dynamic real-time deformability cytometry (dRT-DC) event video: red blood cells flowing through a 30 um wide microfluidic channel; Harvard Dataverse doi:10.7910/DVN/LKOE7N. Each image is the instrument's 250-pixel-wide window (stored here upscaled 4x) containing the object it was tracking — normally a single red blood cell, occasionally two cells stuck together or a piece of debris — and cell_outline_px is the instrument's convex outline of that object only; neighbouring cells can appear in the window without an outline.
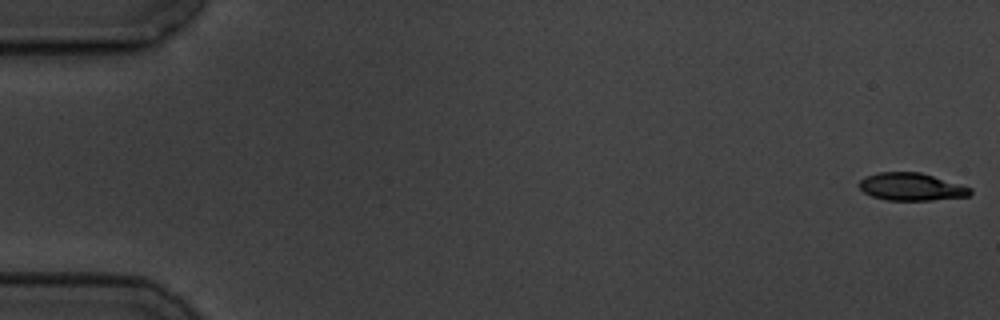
{"species": "common noctule bat (a hibernating species)", "species_latin": "Nyctalus noctula", "temperature_condition": "cold", "stored_images_in_passage": 6, "camera_frame_rate_fps": 3000, "um_per_image_px": 0.085, "animal": {"sex": "male", "body_mass_g": 19.5, "forearm_length_mm": 54.6}, "frame": {"image": 1, "passage_image": 1, "time_ms": 0.0, "image_size_px": [1000, 320], "cell_outline_px": [[972, 192], [968, 196], [932, 200], [884, 200], [872, 196], [864, 192], [856, 184], [860, 180], [868, 176], [880, 172], [920, 172], [960, 184], [972, 188]], "centroid_in_image_um": [77.45, 15.88], "position_along_channel_um": 7.5, "area_um2": 17.8}}
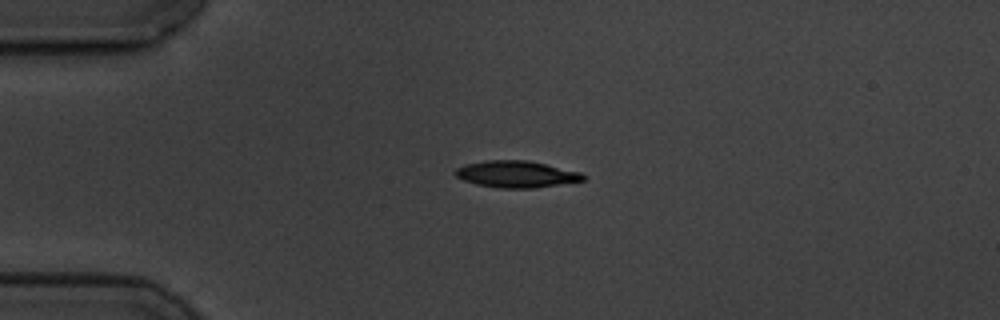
{"frame": {"image": 2, "passage_image": 4, "time_ms": 4.333, "image_size_px": [1000, 320], "cell_outline_px": [[588, 176], [584, 180], [536, 188], [500, 188], [476, 184], [464, 180], [456, 176], [452, 172], [456, 168], [464, 164], [488, 160], [528, 160], [580, 172]], "centroid_in_image_um": [43.87, 14.8], "position_along_channel_um": 41.1, "area_um2": 19.94}}
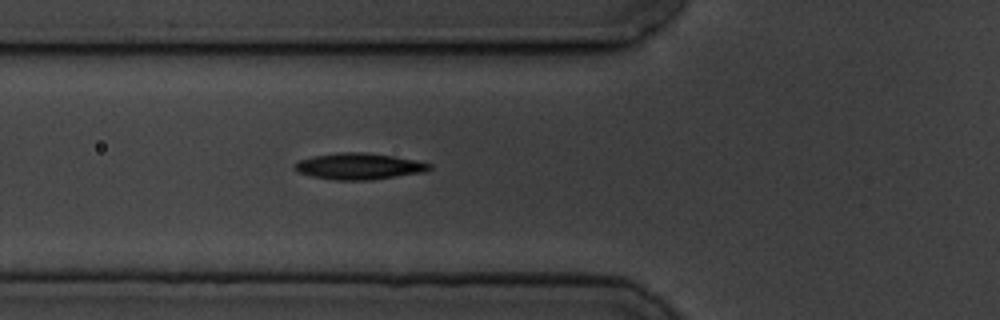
{"frame": {"image": 3, "passage_image": 6, "time_ms": 6.667, "image_size_px": [1000, 320], "cell_outline_px": [[432, 168], [424, 172], [372, 180], [336, 180], [312, 176], [296, 172], [292, 168], [292, 164], [300, 160], [312, 156], [340, 152], [364, 152], [392, 156], [432, 164]], "centroid_in_image_um": [30.45, 14.14], "position_along_channel_um": 95.3, "area_um2": 20.69}}